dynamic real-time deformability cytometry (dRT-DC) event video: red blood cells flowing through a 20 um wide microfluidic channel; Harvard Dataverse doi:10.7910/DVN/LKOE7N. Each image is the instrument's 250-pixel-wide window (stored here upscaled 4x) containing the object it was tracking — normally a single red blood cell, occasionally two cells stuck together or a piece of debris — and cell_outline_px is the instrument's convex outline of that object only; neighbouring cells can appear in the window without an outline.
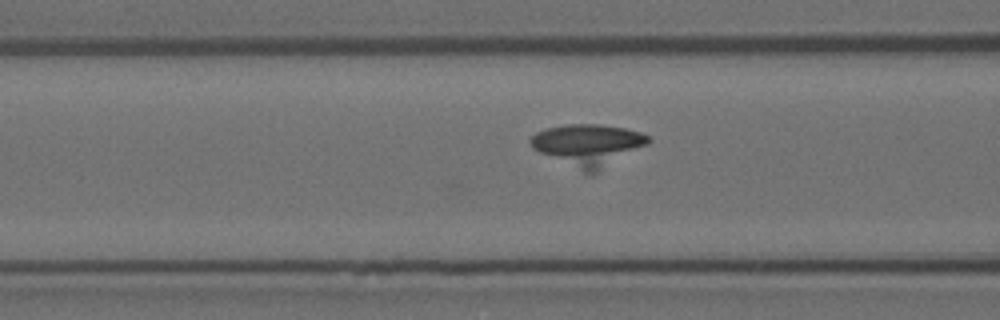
{"species": "Egyptian fruit bat (a non-hibernating species)", "species_latin": "Rousettus aegyptiacus", "temperature_condition": "room temperature", "stored_images_in_passage": 7, "camera_frame_rate_fps": 3000, "um_per_image_px": 0.085, "animal": {"sex": "female"}, "frame": {"image": 1, "passage_image": 5, "time_ms": 1.333, "image_size_px": [1000, 320], "cell_outline_px": [[652, 140], [648, 144], [596, 172], [584, 172], [540, 152], [532, 148], [528, 140], [536, 132], [548, 128], [564, 124], [600, 124], [624, 128], [640, 132], [648, 136]], "centroid_in_image_um": [49.98, 12.29], "position_along_channel_um": 116.6, "area_um2": 28.15}}